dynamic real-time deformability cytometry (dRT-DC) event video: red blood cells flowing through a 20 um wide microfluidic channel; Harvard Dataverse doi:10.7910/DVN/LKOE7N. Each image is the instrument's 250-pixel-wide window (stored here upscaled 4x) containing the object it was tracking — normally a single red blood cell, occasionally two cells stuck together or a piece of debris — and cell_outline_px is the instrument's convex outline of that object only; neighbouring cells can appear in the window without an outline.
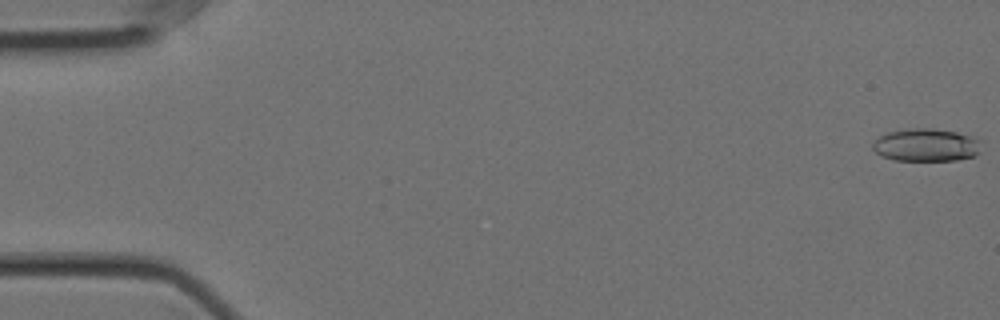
{"species": "Egyptian fruit bat (a non-hibernating species)", "species_latin": "Rousettus aegyptiacus", "temperature_condition": "cold", "stored_images_in_passage": 57, "camera_frame_rate_fps": 3000, "um_per_image_px": 0.085, "animal": {"sex": "female"}, "frame": {"image": 1, "passage_image": 1, "time_ms": 0.0, "image_size_px": [1000, 320], "cell_outline_px": [[984, 140], [980, 152], [976, 156], [956, 160], [896, 160], [884, 156], [876, 152], [872, 148], [872, 144], [880, 136], [888, 132], [912, 128], [932, 128], [956, 132], [972, 136]], "centroid_in_image_um": [78.81, 12.32], "position_along_channel_um": 6.2, "area_um2": 20.92}}
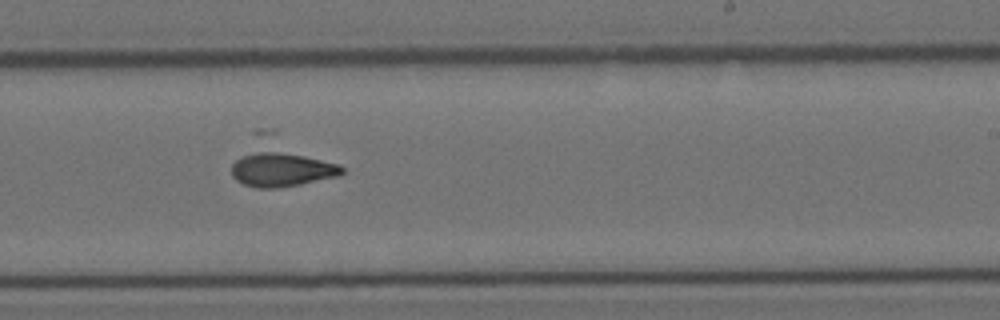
{"frame": {"image": 2, "passage_image": 35, "time_ms": 11.333, "image_size_px": [1000, 320], "cell_outline_px": [[344, 172], [340, 176], [280, 188], [256, 188], [244, 184], [236, 180], [232, 176], [232, 164], [252, 132], [256, 128], [276, 128], [340, 164], [344, 168]], "centroid_in_image_um": [23.86, 13.74], "position_along_channel_um": 265.1, "area_um2": 32.37}}
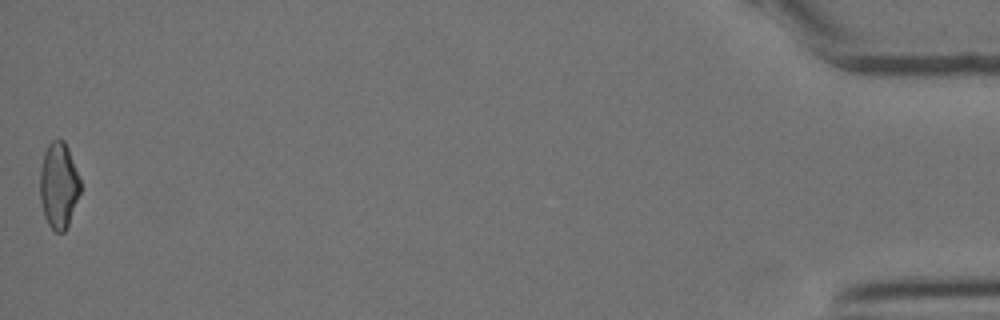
{"frame": {"image": 3, "passage_image": 57, "time_ms": 18.667, "image_size_px": [1000, 320], "cell_outline_px": [[80, 192], [68, 224], [64, 232], [56, 232], [48, 224], [44, 216], [40, 200], [40, 172], [44, 152], [48, 144], [52, 140], [64, 140], [68, 148], [80, 180]], "centroid_in_image_um": [4.97, 15.75], "position_along_channel_um": 430.2, "area_um2": 20.0}, "authors_computed_cell_mechanics": {"area_um2": 20.6924, "velocity_mm_per_s": 3.5688, "shape_relaxation_time_tau1_ms": 10.9755, "shape_relaxation_time_tau2_ms": 5.4642, "deformation_change_tau1": 0.2593, "deformation_change_tau2": 0.1251}}